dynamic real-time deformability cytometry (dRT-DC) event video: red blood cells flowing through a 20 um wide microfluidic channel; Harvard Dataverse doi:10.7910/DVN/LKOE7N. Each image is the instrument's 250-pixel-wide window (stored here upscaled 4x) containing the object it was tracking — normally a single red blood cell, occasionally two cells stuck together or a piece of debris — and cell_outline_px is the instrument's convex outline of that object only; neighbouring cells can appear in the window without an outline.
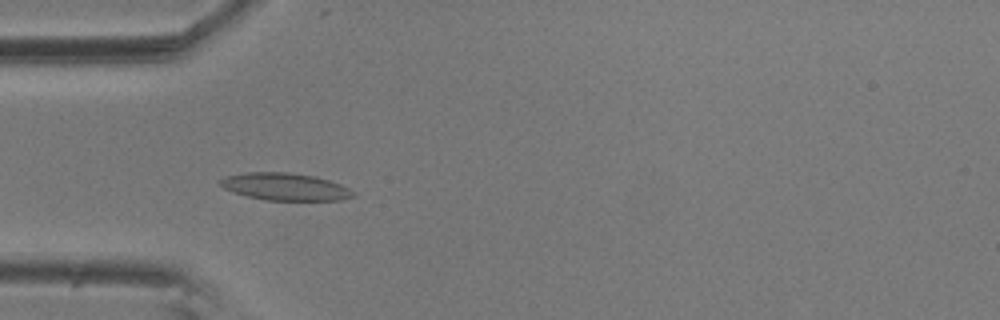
{"species": "common noctule bat (a hibernating species)", "species_latin": "Nyctalus noctula", "temperature_condition": "room temperature", "stored_images_in_passage": 5, "camera_frame_rate_fps": 3000, "um_per_image_px": 0.085, "animal": {"sex": "male", "body_mass_g": 20.5, "forearm_length_mm": 52.5}, "frame": {"image": 1, "passage_image": 4, "time_ms": 1.0, "image_size_px": [1000, 320], "cell_outline_px": [[356, 196], [340, 200], [268, 200], [248, 196], [224, 188], [216, 184], [224, 176], [248, 172], [288, 172], [316, 176], [340, 184], [356, 192]], "centroid_in_image_um": [24.25, 15.86], "position_along_channel_um": 60.8, "area_um2": 21.15}}
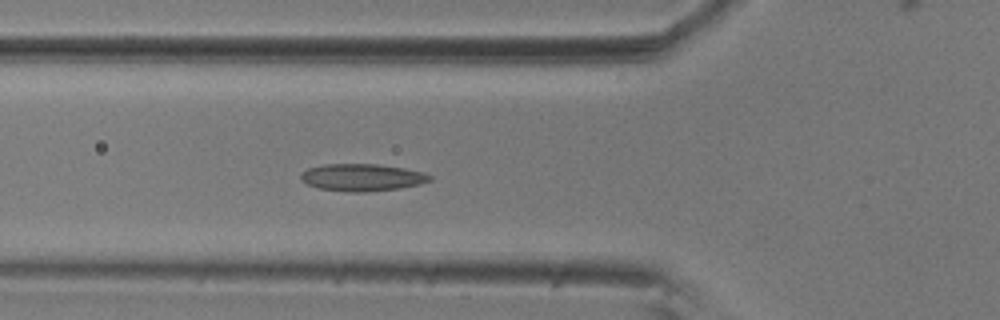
{"frame": {"image": 2, "passage_image": 5, "time_ms": 1.333, "image_size_px": [1000, 320], "cell_outline_px": [[432, 180], [420, 184], [400, 188], [364, 192], [348, 192], [320, 188], [308, 184], [300, 180], [300, 172], [308, 168], [324, 164], [376, 164], [404, 168], [424, 172], [432, 176]], "centroid_in_image_um": [30.77, 15.07], "position_along_channel_um": 95.0, "area_um2": 20.52}}